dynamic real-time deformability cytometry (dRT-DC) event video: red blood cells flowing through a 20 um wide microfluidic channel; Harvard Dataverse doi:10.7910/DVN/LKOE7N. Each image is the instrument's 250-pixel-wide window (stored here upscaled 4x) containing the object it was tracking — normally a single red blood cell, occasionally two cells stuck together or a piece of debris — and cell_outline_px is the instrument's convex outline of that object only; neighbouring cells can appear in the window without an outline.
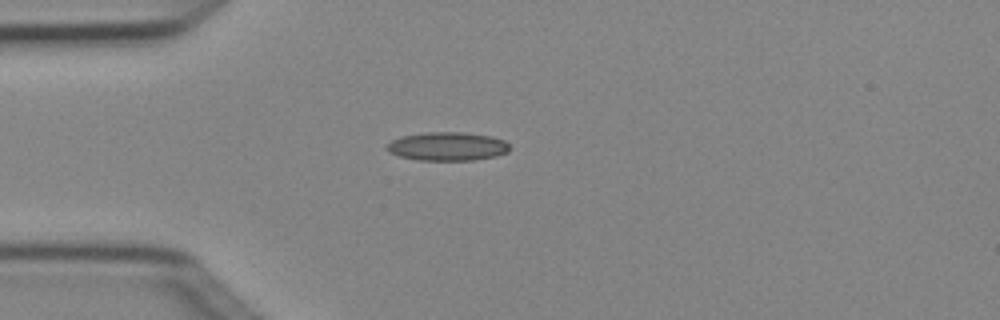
{"species": "Egyptian fruit bat (a non-hibernating species)", "species_latin": "Rousettus aegyptiacus", "temperature_condition": "cold", "stored_images_in_passage": 3, "camera_frame_rate_fps": 3000, "um_per_image_px": 0.085, "animal": {"sex": "female"}, "frame": {"image": 1, "passage_image": 3, "time_ms": 0.667, "image_size_px": [1000, 320], "cell_outline_px": [[508, 152], [496, 156], [472, 160], [416, 160], [400, 156], [388, 152], [384, 148], [392, 140], [400, 136], [424, 132], [464, 132], [492, 136], [504, 140], [508, 144]], "centroid_in_image_um": [38.0, 12.43], "position_along_channel_um": 47.0, "area_um2": 20.58}}